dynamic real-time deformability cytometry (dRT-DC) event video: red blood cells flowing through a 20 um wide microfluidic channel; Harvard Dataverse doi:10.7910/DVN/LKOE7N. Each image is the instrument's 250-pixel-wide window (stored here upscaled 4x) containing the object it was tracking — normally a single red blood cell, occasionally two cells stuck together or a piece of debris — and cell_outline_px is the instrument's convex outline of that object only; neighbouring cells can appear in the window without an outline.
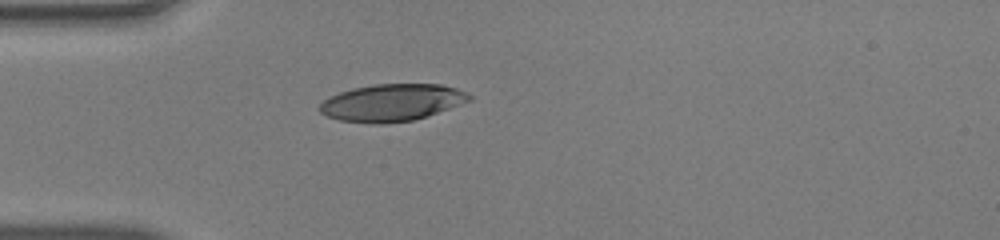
{"species": "human", "species_latin": "Homo sapiens", "temperature_condition": "warm", "stored_images_in_passage": 37, "camera_frame_rate_fps": 3000, "um_per_image_px": 0.085, "donor": {"sex": "male"}, "frame": {"image": 1, "passage_image": 1, "time_ms": 0.0, "image_size_px": [1000, 240], "cell_outline_px": [[472, 100], [428, 116], [412, 120], [380, 124], [372, 124], [340, 120], [328, 116], [320, 112], [316, 108], [328, 96], [352, 88], [372, 84], [440, 84], [456, 88], [472, 96]], "centroid_in_image_um": [33.28, 8.72], "position_along_channel_um": 51.7, "area_um2": 32.48}}
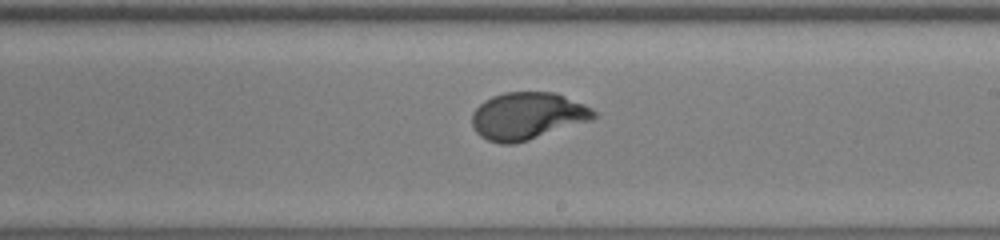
{"frame": {"image": 2, "passage_image": 16, "time_ms": 5.0, "image_size_px": [1000, 240], "cell_outline_px": [[596, 116], [592, 120], [516, 144], [500, 144], [488, 140], [480, 136], [476, 132], [472, 124], [472, 112], [484, 100], [492, 96], [504, 92], [556, 92], [584, 104], [592, 108], [596, 112]], "centroid_in_image_um": [44.82, 9.86], "position_along_channel_um": 244.2, "area_um2": 33.7}}
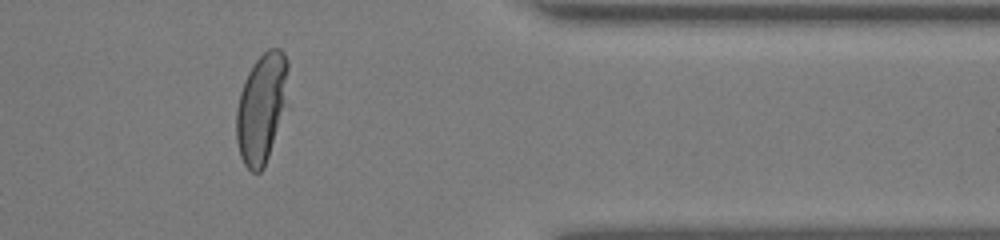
{"frame": {"image": 3, "passage_image": 28, "time_ms": 9.0, "image_size_px": [1000, 240], "cell_outline_px": [[288, 104], [264, 168], [260, 172], [252, 172], [244, 164], [240, 156], [236, 140], [236, 108], [240, 92], [244, 80], [248, 72], [256, 60], [268, 48], [280, 48], [284, 52], [288, 60]], "centroid_in_image_um": [22.26, 9.16], "position_along_channel_um": 389.1, "area_um2": 33.76}, "authors_computed_cell_mechanics": {"area_um2": 33.6974, "velocity_mm_per_s": 4.0861, "shape_relaxation_time_tau1_ms": 3.3723, "shape_relaxation_time_tau2_ms": null, "deformation_change_tau1": 0.2187, "deformation_change_tau2": null}}